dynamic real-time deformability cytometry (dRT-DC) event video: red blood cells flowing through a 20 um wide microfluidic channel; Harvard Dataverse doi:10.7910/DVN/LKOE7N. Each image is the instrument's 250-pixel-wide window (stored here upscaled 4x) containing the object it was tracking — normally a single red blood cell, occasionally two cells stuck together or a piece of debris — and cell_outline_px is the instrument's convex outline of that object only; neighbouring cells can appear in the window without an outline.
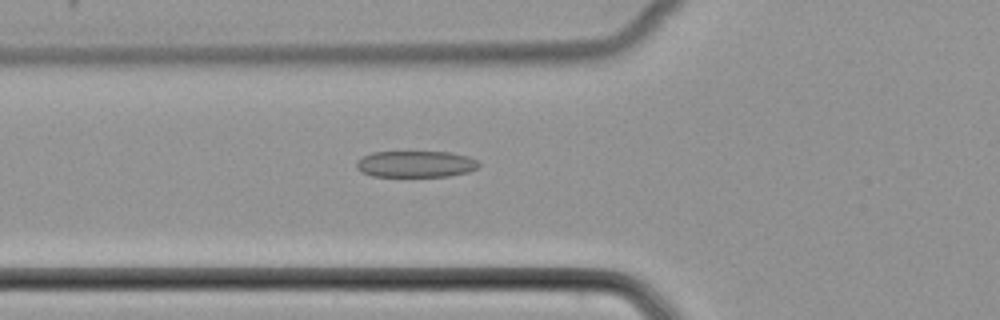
{"species": "common noctule bat (a hibernating species)", "species_latin": "Nyctalus noctula", "temperature_condition": "cold", "stored_images_in_passage": 39, "camera_frame_rate_fps": 3000, "um_per_image_px": 0.085, "animal": {"sex": "female", "body_mass_g": 22.7, "forearm_length_mm": 54.2}, "frame": {"image": 1, "passage_image": 9, "time_ms": 2.667, "image_size_px": [1000, 320], "cell_outline_px": [[480, 164], [476, 168], [468, 172], [448, 176], [372, 176], [356, 168], [356, 164], [364, 156], [372, 152], [448, 152], [468, 156], [476, 160]], "centroid_in_image_um": [35.36, 13.94], "position_along_channel_um": 90.4, "area_um2": 18.61}}
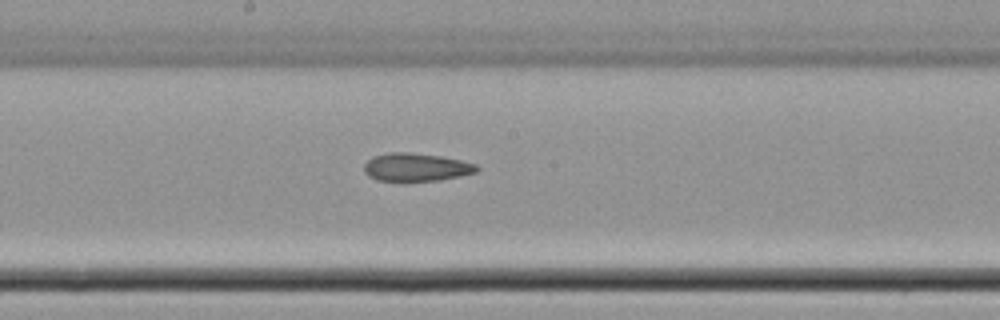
{"frame": {"image": 2, "passage_image": 18, "time_ms": 5.667, "image_size_px": [1000, 320], "cell_outline_px": [[480, 168], [476, 172], [460, 176], [440, 180], [400, 184], [376, 180], [368, 176], [364, 172], [364, 164], [372, 156], [388, 152], [408, 152], [440, 156], [460, 160], [476, 164]], "centroid_in_image_um": [35.31, 14.26], "position_along_channel_um": 212.9, "area_um2": 19.25}}
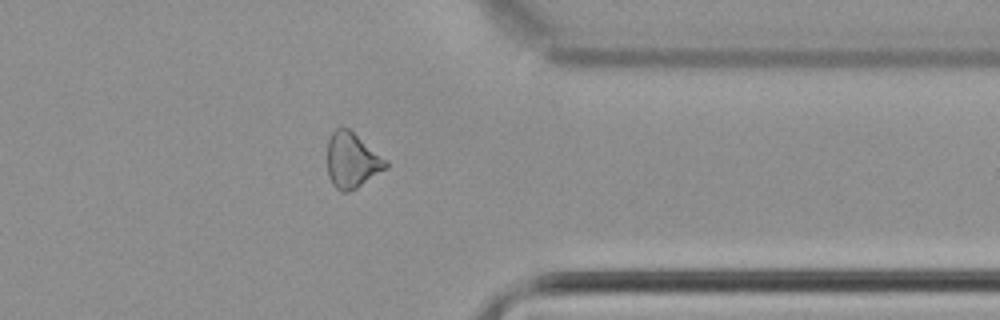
{"frame": {"image": 3, "passage_image": 31, "time_ms": 10.0, "image_size_px": [1000, 320], "cell_outline_px": [[388, 168], [356, 188], [348, 192], [340, 192], [332, 184], [328, 176], [328, 140], [332, 132], [336, 128], [348, 128], [388, 160]], "centroid_in_image_um": [29.93, 13.65], "position_along_channel_um": 381.5, "area_um2": 18.9}}